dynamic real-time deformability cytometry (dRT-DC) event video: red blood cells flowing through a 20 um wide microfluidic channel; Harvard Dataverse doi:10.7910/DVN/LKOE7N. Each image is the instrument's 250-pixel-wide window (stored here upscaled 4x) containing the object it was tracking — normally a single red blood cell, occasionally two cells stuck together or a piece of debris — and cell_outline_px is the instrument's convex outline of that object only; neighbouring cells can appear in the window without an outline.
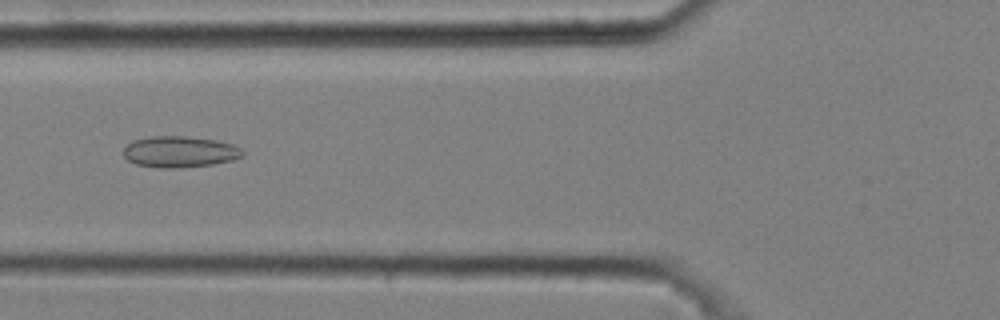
{"species": "common noctule bat (a hibernating species)", "species_latin": "Nyctalus noctula", "temperature_condition": "cold", "stored_images_in_passage": 32, "camera_frame_rate_fps": 3000, "um_per_image_px": 0.085, "animal": {"sex": "male", "body_mass_g": 20.4}, "frame": {"image": 1, "passage_image": 5, "time_ms": 1.333, "image_size_px": [1000, 320], "cell_outline_px": [[244, 152], [240, 156], [232, 160], [212, 164], [180, 168], [160, 168], [136, 164], [128, 160], [124, 156], [124, 148], [128, 144], [136, 140], [152, 136], [188, 136], [216, 140], [232, 144], [240, 148]], "centroid_in_image_um": [15.27, 12.9], "position_along_channel_um": 110.5, "area_um2": 21.5}}
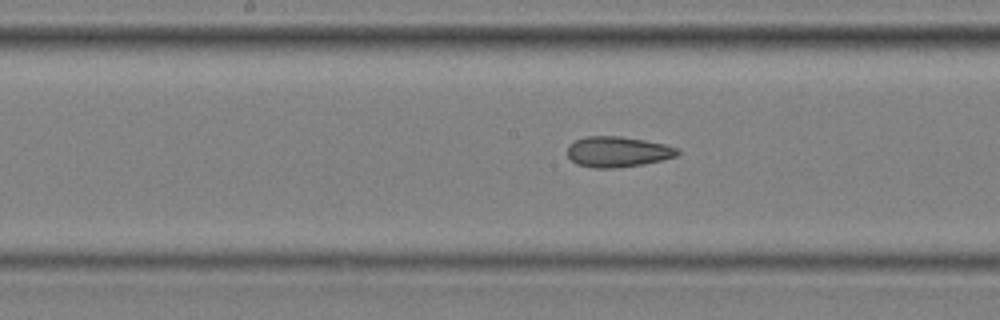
{"frame": {"image": 2, "passage_image": 12, "time_ms": 3.667, "image_size_px": [1000, 320], "cell_outline_px": [[680, 152], [676, 156], [644, 164], [616, 168], [592, 168], [576, 164], [568, 156], [568, 144], [584, 136], [620, 136], [644, 140], [664, 144], [676, 148]], "centroid_in_image_um": [52.46, 12.9], "position_along_channel_um": 195.7, "area_um2": 19.59}}
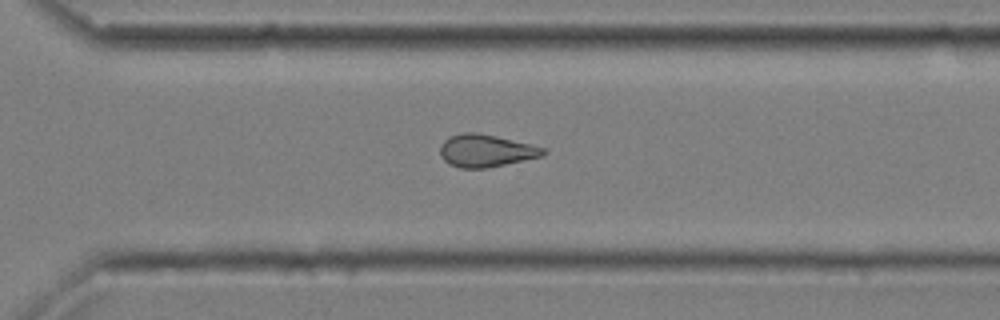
{"frame": {"image": 3, "passage_image": 23, "time_ms": 7.333, "image_size_px": [1000, 320], "cell_outline_px": [[548, 152], [544, 156], [488, 168], [460, 168], [448, 164], [440, 156], [440, 144], [448, 136], [464, 132], [476, 132], [496, 136], [544, 148]], "centroid_in_image_um": [41.27, 12.82], "position_along_channel_um": 329.3, "area_um2": 19.65}, "authors_computed_cell_mechanics": {"area_um2": 19.5075, "velocity_mm_per_s": 3.6511, "shape_relaxation_time_tau1_ms": null, "shape_relaxation_time_tau2_ms": 4.5605, "deformation_change_tau1": null, "deformation_change_tau2": 0.127}}